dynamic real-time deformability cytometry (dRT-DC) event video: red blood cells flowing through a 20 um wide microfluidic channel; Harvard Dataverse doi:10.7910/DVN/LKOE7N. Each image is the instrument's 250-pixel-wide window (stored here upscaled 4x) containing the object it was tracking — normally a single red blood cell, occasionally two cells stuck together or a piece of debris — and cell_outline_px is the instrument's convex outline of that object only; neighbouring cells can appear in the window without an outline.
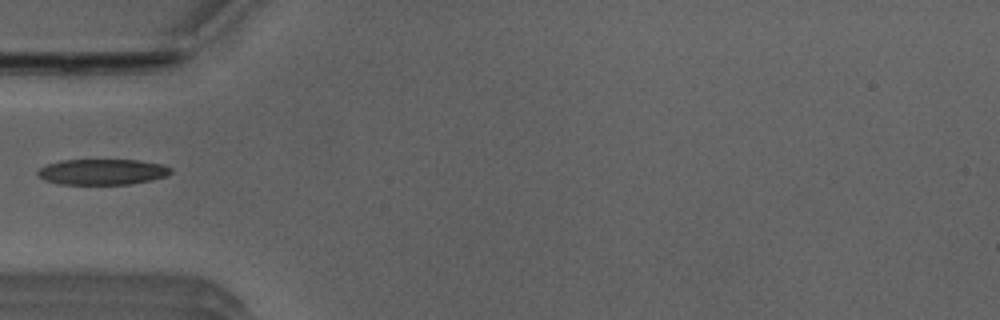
{"species": "Egyptian fruit bat (a non-hibernating species)", "species_latin": "Rousettus aegyptiacus", "temperature_condition": "room temperature", "stored_images_in_passage": 36, "camera_frame_rate_fps": 3000, "um_per_image_px": 0.085, "animal": {"sex": "male"}, "frame": {"image": 1, "passage_image": 1, "time_ms": 0.0, "image_size_px": [1000, 320], "cell_outline_px": [[172, 172], [168, 176], [152, 180], [132, 184], [60, 184], [44, 180], [36, 172], [40, 168], [48, 164], [60, 160], [136, 160], [164, 164], [172, 168]], "centroid_in_image_um": [8.75, 14.61], "position_along_channel_um": 76.3, "area_um2": 20.06}}
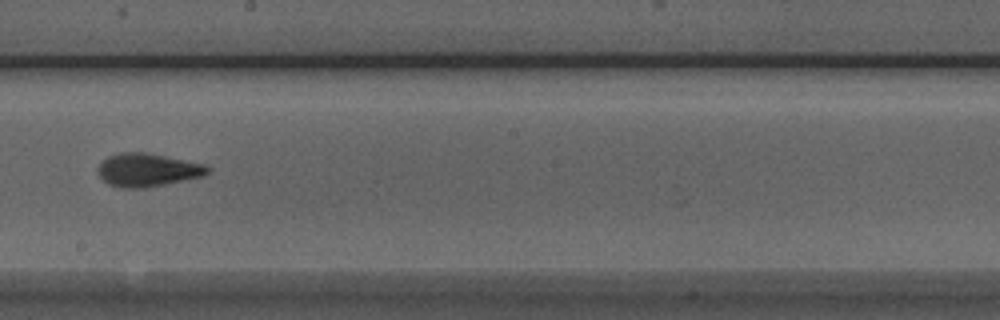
{"frame": {"image": 2, "passage_image": 13, "time_ms": 4.0, "image_size_px": [1000, 320], "cell_outline_px": [[212, 168], [204, 176], [144, 188], [120, 188], [108, 184], [100, 176], [96, 168], [100, 160], [108, 156], [120, 152], [148, 152], [204, 164]], "centroid_in_image_um": [12.51, 14.43], "position_along_channel_um": 235.7, "area_um2": 21.44}}
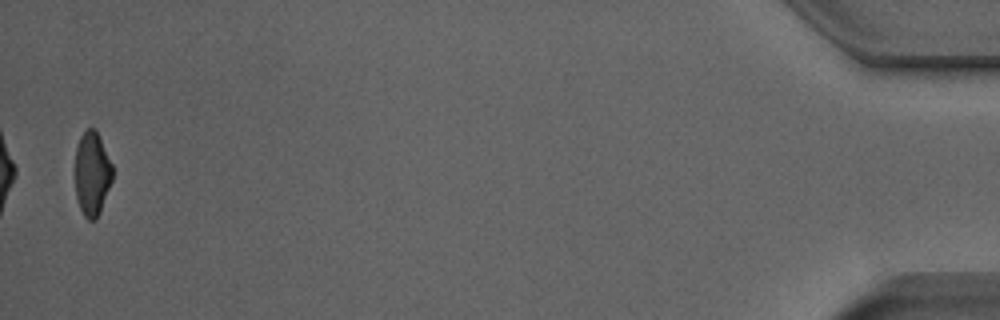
{"frame": {"image": 3, "passage_image": 35, "time_ms": 11.333, "image_size_px": [1000, 320], "cell_outline_px": [[112, 180], [100, 212], [96, 220], [88, 220], [84, 216], [80, 208], [76, 196], [76, 148], [80, 136], [88, 128], [96, 128], [112, 164]], "centroid_in_image_um": [7.83, 14.76], "position_along_channel_um": 427.4, "area_um2": 18.21}}